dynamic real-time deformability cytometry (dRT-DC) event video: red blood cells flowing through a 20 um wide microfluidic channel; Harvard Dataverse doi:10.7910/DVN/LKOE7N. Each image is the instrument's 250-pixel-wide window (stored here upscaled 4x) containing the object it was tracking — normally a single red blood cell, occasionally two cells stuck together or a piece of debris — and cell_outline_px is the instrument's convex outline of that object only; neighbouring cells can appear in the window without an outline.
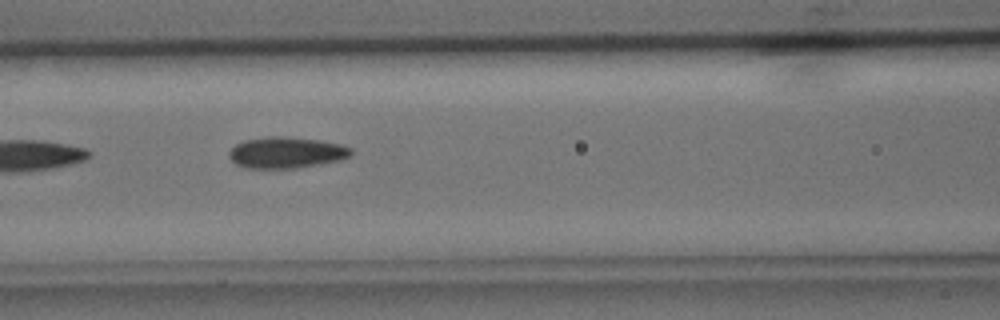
{"species": "common noctule bat (a hibernating species)", "species_latin": "Nyctalus noctula", "temperature_condition": "cold", "stored_images_in_passage": 5, "camera_frame_rate_fps": 3000, "um_per_image_px": 0.085, "animal": {"sex": "male", "body_mass_g": 15.6}, "frame": {"image": 1, "passage_image": 3, "time_ms": 2.333, "image_size_px": [1000, 320], "cell_outline_px": [[352, 156], [340, 160], [320, 164], [296, 168], [244, 168], [236, 164], [228, 156], [228, 152], [236, 144], [244, 140], [268, 136], [280, 136], [320, 140], [340, 144], [352, 148]], "centroid_in_image_um": [24.34, 12.97], "position_along_channel_um": 142.3, "area_um2": 22.31}}
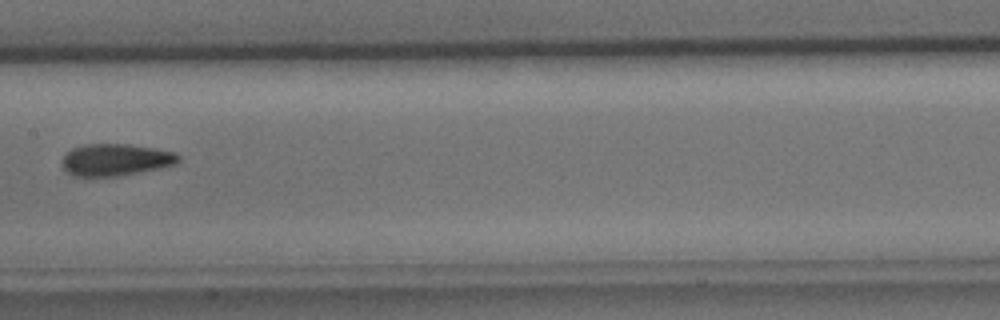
{"frame": {"image": 2, "passage_image": 4, "time_ms": 3.667, "image_size_px": [1000, 320], "cell_outline_px": [[180, 160], [176, 164], [160, 168], [116, 176], [72, 176], [64, 168], [64, 152], [72, 148], [84, 144], [128, 144], [176, 152], [180, 156]], "centroid_in_image_um": [9.84, 13.57], "position_along_channel_um": 197.6, "area_um2": 21.56}}
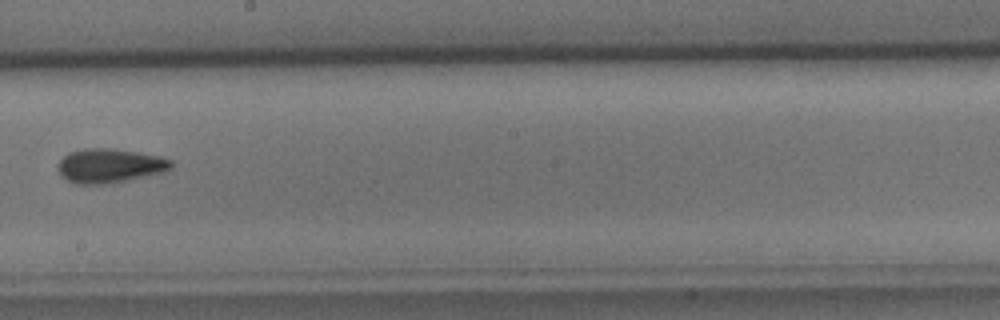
{"frame": {"image": 3, "passage_image": 5, "time_ms": 4.667, "image_size_px": [1000, 320], "cell_outline_px": [[172, 168], [164, 172], [112, 184], [76, 184], [68, 180], [56, 168], [56, 164], [68, 152], [84, 148], [112, 148], [160, 156], [172, 160]], "centroid_in_image_um": [9.32, 14.09], "position_along_channel_um": 238.9, "area_um2": 22.77}}